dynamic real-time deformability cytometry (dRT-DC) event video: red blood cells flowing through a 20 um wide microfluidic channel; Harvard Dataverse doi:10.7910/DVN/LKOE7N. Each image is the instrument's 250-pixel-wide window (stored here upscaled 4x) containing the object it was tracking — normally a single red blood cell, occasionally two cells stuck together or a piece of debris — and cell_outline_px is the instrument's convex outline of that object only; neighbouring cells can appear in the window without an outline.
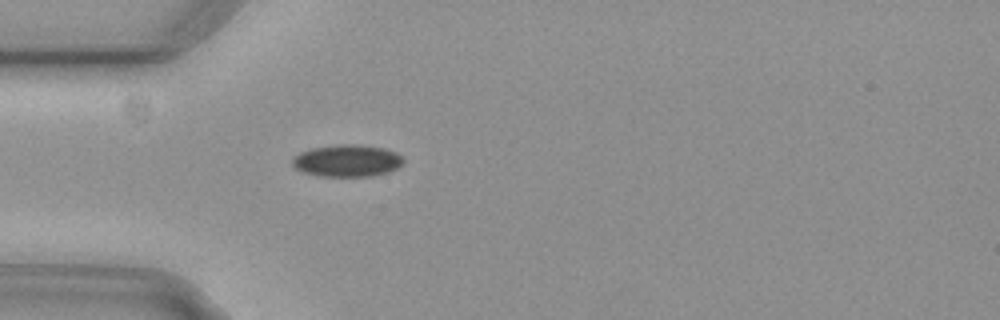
{"species": "common noctule bat (a hibernating species)", "species_latin": "Nyctalus noctula", "temperature_condition": "cold", "stored_images_in_passage": 2, "camera_frame_rate_fps": 3000, "um_per_image_px": 0.085, "animal": {"sex": "female", "body_mass_g": 29.2, "forearm_length_mm": 56.3}, "frame": {"image": 1, "passage_image": 2, "time_ms": 0.333, "image_size_px": [1000, 320], "cell_outline_px": [[404, 164], [388, 172], [372, 176], [320, 176], [304, 172], [296, 168], [292, 164], [292, 156], [300, 152], [312, 148], [340, 144], [356, 144], [384, 148], [396, 152], [404, 160]], "centroid_in_image_um": [29.5, 13.65], "position_along_channel_um": 55.5, "area_um2": 20.75}}